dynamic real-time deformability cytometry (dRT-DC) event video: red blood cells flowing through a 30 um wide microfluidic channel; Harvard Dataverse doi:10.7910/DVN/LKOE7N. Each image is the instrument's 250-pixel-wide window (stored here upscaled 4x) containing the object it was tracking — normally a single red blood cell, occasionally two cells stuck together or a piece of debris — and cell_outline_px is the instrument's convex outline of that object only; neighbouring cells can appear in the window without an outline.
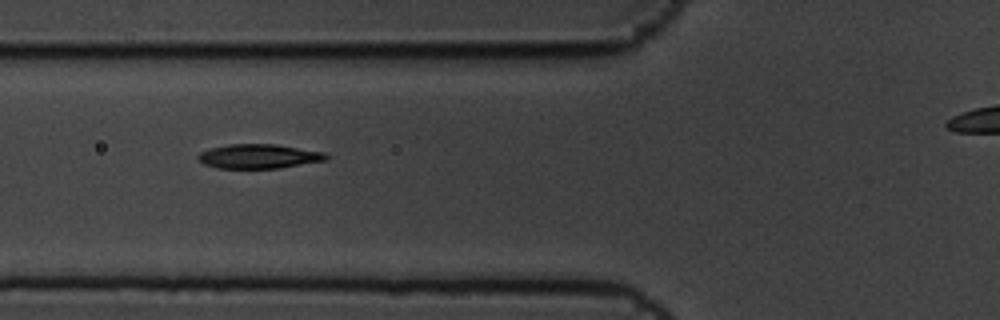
{"species": "common noctule bat (a hibernating species)", "species_latin": "Nyctalus noctula", "temperature_condition": "cold", "stored_images_in_passage": 7, "camera_frame_rate_fps": 3000, "um_per_image_px": 0.085, "animal": {"sex": "male", "body_mass_g": 19.5, "forearm_length_mm": 54.6}, "frame": {"image": 1, "passage_image": 6, "time_ms": 1.667, "image_size_px": [1000, 320], "cell_outline_px": [[328, 160], [280, 168], [216, 168], [204, 164], [196, 156], [200, 152], [208, 148], [228, 144], [276, 144], [324, 152], [328, 156]], "centroid_in_image_um": [21.99, 13.28], "position_along_channel_um": 103.8, "area_um2": 18.26}}
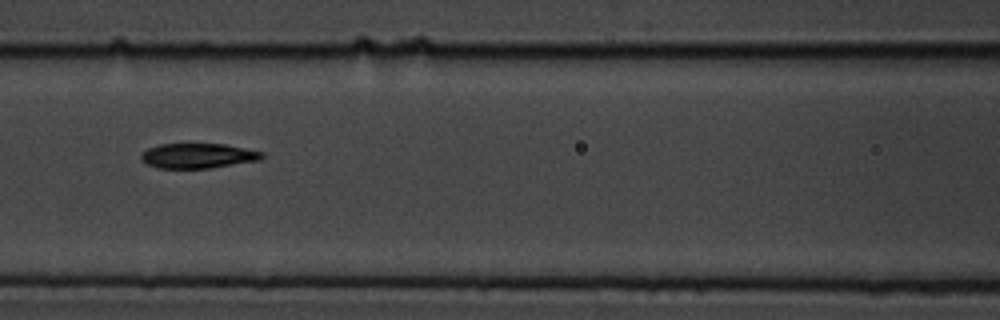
{"frame": {"image": 2, "passage_image": 7, "time_ms": 2.0, "image_size_px": [1000, 320], "cell_outline_px": [[264, 156], [260, 160], [212, 168], [160, 168], [148, 164], [140, 160], [140, 156], [148, 148], [160, 144], [224, 144], [264, 152]], "centroid_in_image_um": [16.84, 13.24], "position_along_channel_um": 149.8, "area_um2": 17.51}}